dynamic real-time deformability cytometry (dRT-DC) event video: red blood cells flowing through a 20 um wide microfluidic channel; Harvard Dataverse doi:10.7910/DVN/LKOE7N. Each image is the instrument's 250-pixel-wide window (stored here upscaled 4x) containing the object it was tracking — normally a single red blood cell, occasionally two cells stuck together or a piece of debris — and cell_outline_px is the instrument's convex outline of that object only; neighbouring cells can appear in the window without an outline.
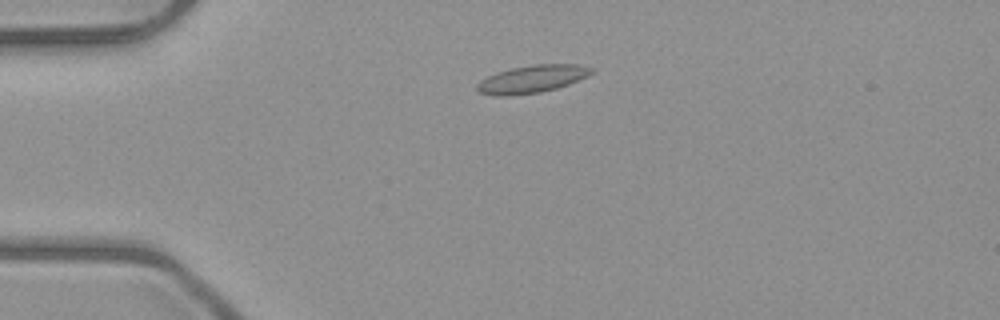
{"species": "common noctule bat (a hibernating species)", "species_latin": "Nyctalus noctula", "temperature_condition": "room temperature", "stored_images_in_passage": 4, "camera_frame_rate_fps": 3000, "um_per_image_px": 0.085, "animal": {"sex": "male", "body_mass_g": 23.1, "forearm_length_mm": 52.7}, "frame": {"image": 1, "passage_image": 3, "time_ms": 2.333, "image_size_px": [1000, 320], "cell_outline_px": [[596, 72], [588, 76], [568, 84], [556, 88], [540, 92], [508, 96], [496, 96], [480, 92], [476, 88], [476, 84], [480, 80], [496, 72], [512, 68], [532, 64], [580, 64], [596, 68]], "centroid_in_image_um": [45.27, 6.7], "position_along_channel_um": 39.7, "area_um2": 18.61}}